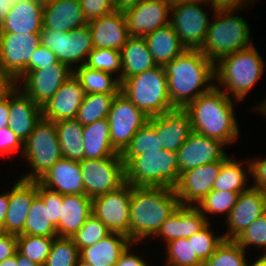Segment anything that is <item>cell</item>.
I'll return each instance as SVG.
<instances>
[{"instance_id": "cell-1", "label": "cell", "mask_w": 266, "mask_h": 266, "mask_svg": "<svg viewBox=\"0 0 266 266\" xmlns=\"http://www.w3.org/2000/svg\"><path fill=\"white\" fill-rule=\"evenodd\" d=\"M163 69L168 95L175 108L184 109L215 85L214 63L199 49H186L165 63Z\"/></svg>"}, {"instance_id": "cell-2", "label": "cell", "mask_w": 266, "mask_h": 266, "mask_svg": "<svg viewBox=\"0 0 266 266\" xmlns=\"http://www.w3.org/2000/svg\"><path fill=\"white\" fill-rule=\"evenodd\" d=\"M235 103L239 101L214 85L184 110L189 115L193 132L217 139L227 147L234 144L240 135Z\"/></svg>"}, {"instance_id": "cell-3", "label": "cell", "mask_w": 266, "mask_h": 266, "mask_svg": "<svg viewBox=\"0 0 266 266\" xmlns=\"http://www.w3.org/2000/svg\"><path fill=\"white\" fill-rule=\"evenodd\" d=\"M178 206L173 188L132 186L130 240L138 244L145 238L149 241Z\"/></svg>"}, {"instance_id": "cell-4", "label": "cell", "mask_w": 266, "mask_h": 266, "mask_svg": "<svg viewBox=\"0 0 266 266\" xmlns=\"http://www.w3.org/2000/svg\"><path fill=\"white\" fill-rule=\"evenodd\" d=\"M265 62L254 45L226 55L214 64L215 86L244 102L264 73ZM231 94V95H230Z\"/></svg>"}, {"instance_id": "cell-5", "label": "cell", "mask_w": 266, "mask_h": 266, "mask_svg": "<svg viewBox=\"0 0 266 266\" xmlns=\"http://www.w3.org/2000/svg\"><path fill=\"white\" fill-rule=\"evenodd\" d=\"M239 11L242 10H215L212 14L213 21L199 50L214 64L226 55L253 45L250 25Z\"/></svg>"}, {"instance_id": "cell-6", "label": "cell", "mask_w": 266, "mask_h": 266, "mask_svg": "<svg viewBox=\"0 0 266 266\" xmlns=\"http://www.w3.org/2000/svg\"><path fill=\"white\" fill-rule=\"evenodd\" d=\"M121 157L125 164V182L131 186L173 188L178 181L176 152L163 149Z\"/></svg>"}, {"instance_id": "cell-7", "label": "cell", "mask_w": 266, "mask_h": 266, "mask_svg": "<svg viewBox=\"0 0 266 266\" xmlns=\"http://www.w3.org/2000/svg\"><path fill=\"white\" fill-rule=\"evenodd\" d=\"M120 91L148 117L176 109L169 98L167 77L161 65L124 79Z\"/></svg>"}, {"instance_id": "cell-8", "label": "cell", "mask_w": 266, "mask_h": 266, "mask_svg": "<svg viewBox=\"0 0 266 266\" xmlns=\"http://www.w3.org/2000/svg\"><path fill=\"white\" fill-rule=\"evenodd\" d=\"M22 157L30 171L19 178L37 181L61 158L55 122L41 118L23 142ZM26 159V160H25Z\"/></svg>"}, {"instance_id": "cell-9", "label": "cell", "mask_w": 266, "mask_h": 266, "mask_svg": "<svg viewBox=\"0 0 266 266\" xmlns=\"http://www.w3.org/2000/svg\"><path fill=\"white\" fill-rule=\"evenodd\" d=\"M40 40L41 45L50 49L59 62L68 65L73 71L85 65L88 54L94 48L88 25L67 32L43 28L40 32Z\"/></svg>"}, {"instance_id": "cell-10", "label": "cell", "mask_w": 266, "mask_h": 266, "mask_svg": "<svg viewBox=\"0 0 266 266\" xmlns=\"http://www.w3.org/2000/svg\"><path fill=\"white\" fill-rule=\"evenodd\" d=\"M84 194L93 199L118 189L125 183V164L121 154L79 161Z\"/></svg>"}, {"instance_id": "cell-11", "label": "cell", "mask_w": 266, "mask_h": 266, "mask_svg": "<svg viewBox=\"0 0 266 266\" xmlns=\"http://www.w3.org/2000/svg\"><path fill=\"white\" fill-rule=\"evenodd\" d=\"M40 45V33L0 32V70L17 84L28 73V63Z\"/></svg>"}, {"instance_id": "cell-12", "label": "cell", "mask_w": 266, "mask_h": 266, "mask_svg": "<svg viewBox=\"0 0 266 266\" xmlns=\"http://www.w3.org/2000/svg\"><path fill=\"white\" fill-rule=\"evenodd\" d=\"M205 5L212 9L206 0L171 7L170 24L187 49H200L205 41L211 22Z\"/></svg>"}, {"instance_id": "cell-13", "label": "cell", "mask_w": 266, "mask_h": 266, "mask_svg": "<svg viewBox=\"0 0 266 266\" xmlns=\"http://www.w3.org/2000/svg\"><path fill=\"white\" fill-rule=\"evenodd\" d=\"M107 119L111 144L121 154L135 133L148 122L149 117L119 91L112 102Z\"/></svg>"}, {"instance_id": "cell-14", "label": "cell", "mask_w": 266, "mask_h": 266, "mask_svg": "<svg viewBox=\"0 0 266 266\" xmlns=\"http://www.w3.org/2000/svg\"><path fill=\"white\" fill-rule=\"evenodd\" d=\"M132 186L125 182L118 189L92 199V214L111 233L130 238V203Z\"/></svg>"}, {"instance_id": "cell-15", "label": "cell", "mask_w": 266, "mask_h": 266, "mask_svg": "<svg viewBox=\"0 0 266 266\" xmlns=\"http://www.w3.org/2000/svg\"><path fill=\"white\" fill-rule=\"evenodd\" d=\"M74 71L61 62L28 72L16 86L38 106L45 105Z\"/></svg>"}, {"instance_id": "cell-16", "label": "cell", "mask_w": 266, "mask_h": 266, "mask_svg": "<svg viewBox=\"0 0 266 266\" xmlns=\"http://www.w3.org/2000/svg\"><path fill=\"white\" fill-rule=\"evenodd\" d=\"M230 155L226 154L220 161L205 164L180 172L173 190L180 206H197L213 190L222 163Z\"/></svg>"}, {"instance_id": "cell-17", "label": "cell", "mask_w": 266, "mask_h": 266, "mask_svg": "<svg viewBox=\"0 0 266 266\" xmlns=\"http://www.w3.org/2000/svg\"><path fill=\"white\" fill-rule=\"evenodd\" d=\"M266 212V193L249 187L239 194L236 204L226 220L225 240H235L258 217Z\"/></svg>"}, {"instance_id": "cell-18", "label": "cell", "mask_w": 266, "mask_h": 266, "mask_svg": "<svg viewBox=\"0 0 266 266\" xmlns=\"http://www.w3.org/2000/svg\"><path fill=\"white\" fill-rule=\"evenodd\" d=\"M123 12L130 36L145 37L170 23L171 6L164 0H145Z\"/></svg>"}, {"instance_id": "cell-19", "label": "cell", "mask_w": 266, "mask_h": 266, "mask_svg": "<svg viewBox=\"0 0 266 266\" xmlns=\"http://www.w3.org/2000/svg\"><path fill=\"white\" fill-rule=\"evenodd\" d=\"M226 154L219 140L192 132L177 151L179 172L220 161Z\"/></svg>"}, {"instance_id": "cell-20", "label": "cell", "mask_w": 266, "mask_h": 266, "mask_svg": "<svg viewBox=\"0 0 266 266\" xmlns=\"http://www.w3.org/2000/svg\"><path fill=\"white\" fill-rule=\"evenodd\" d=\"M18 180L9 189V204L6 213L3 233L20 235L24 234V225L31 204L38 195V181Z\"/></svg>"}, {"instance_id": "cell-21", "label": "cell", "mask_w": 266, "mask_h": 266, "mask_svg": "<svg viewBox=\"0 0 266 266\" xmlns=\"http://www.w3.org/2000/svg\"><path fill=\"white\" fill-rule=\"evenodd\" d=\"M148 123L155 129L163 149L176 153L193 132L189 115L184 109L176 108L149 117Z\"/></svg>"}, {"instance_id": "cell-22", "label": "cell", "mask_w": 266, "mask_h": 266, "mask_svg": "<svg viewBox=\"0 0 266 266\" xmlns=\"http://www.w3.org/2000/svg\"><path fill=\"white\" fill-rule=\"evenodd\" d=\"M94 48L121 51L130 34L124 12L115 9L111 13L88 22Z\"/></svg>"}, {"instance_id": "cell-23", "label": "cell", "mask_w": 266, "mask_h": 266, "mask_svg": "<svg viewBox=\"0 0 266 266\" xmlns=\"http://www.w3.org/2000/svg\"><path fill=\"white\" fill-rule=\"evenodd\" d=\"M85 92L80 81L71 76L51 99L43 105L42 117L51 121L76 119Z\"/></svg>"}, {"instance_id": "cell-24", "label": "cell", "mask_w": 266, "mask_h": 266, "mask_svg": "<svg viewBox=\"0 0 266 266\" xmlns=\"http://www.w3.org/2000/svg\"><path fill=\"white\" fill-rule=\"evenodd\" d=\"M42 118V108L17 86L9 93V127L22 141L28 138Z\"/></svg>"}, {"instance_id": "cell-25", "label": "cell", "mask_w": 266, "mask_h": 266, "mask_svg": "<svg viewBox=\"0 0 266 266\" xmlns=\"http://www.w3.org/2000/svg\"><path fill=\"white\" fill-rule=\"evenodd\" d=\"M208 224L196 206H178L161 225L153 238L164 239V244L178 238H189Z\"/></svg>"}, {"instance_id": "cell-26", "label": "cell", "mask_w": 266, "mask_h": 266, "mask_svg": "<svg viewBox=\"0 0 266 266\" xmlns=\"http://www.w3.org/2000/svg\"><path fill=\"white\" fill-rule=\"evenodd\" d=\"M37 181L48 190L58 192L61 195L84 194L79 161L62 157Z\"/></svg>"}, {"instance_id": "cell-27", "label": "cell", "mask_w": 266, "mask_h": 266, "mask_svg": "<svg viewBox=\"0 0 266 266\" xmlns=\"http://www.w3.org/2000/svg\"><path fill=\"white\" fill-rule=\"evenodd\" d=\"M87 24L80 0H56L43 5V28L67 32Z\"/></svg>"}, {"instance_id": "cell-28", "label": "cell", "mask_w": 266, "mask_h": 266, "mask_svg": "<svg viewBox=\"0 0 266 266\" xmlns=\"http://www.w3.org/2000/svg\"><path fill=\"white\" fill-rule=\"evenodd\" d=\"M43 29V5L38 0H24L12 5L0 23V32L40 33Z\"/></svg>"}, {"instance_id": "cell-29", "label": "cell", "mask_w": 266, "mask_h": 266, "mask_svg": "<svg viewBox=\"0 0 266 266\" xmlns=\"http://www.w3.org/2000/svg\"><path fill=\"white\" fill-rule=\"evenodd\" d=\"M92 214V199L85 194L62 195L58 237L72 238Z\"/></svg>"}, {"instance_id": "cell-30", "label": "cell", "mask_w": 266, "mask_h": 266, "mask_svg": "<svg viewBox=\"0 0 266 266\" xmlns=\"http://www.w3.org/2000/svg\"><path fill=\"white\" fill-rule=\"evenodd\" d=\"M132 243L129 237L111 233L92 246L82 249L79 256L92 266H115L120 255Z\"/></svg>"}, {"instance_id": "cell-31", "label": "cell", "mask_w": 266, "mask_h": 266, "mask_svg": "<svg viewBox=\"0 0 266 266\" xmlns=\"http://www.w3.org/2000/svg\"><path fill=\"white\" fill-rule=\"evenodd\" d=\"M144 38L157 65L163 66L187 49L170 23L148 33Z\"/></svg>"}, {"instance_id": "cell-32", "label": "cell", "mask_w": 266, "mask_h": 266, "mask_svg": "<svg viewBox=\"0 0 266 266\" xmlns=\"http://www.w3.org/2000/svg\"><path fill=\"white\" fill-rule=\"evenodd\" d=\"M121 62L122 75L119 79L120 83L128 77L157 66L144 37L130 36L128 38L127 43L121 49Z\"/></svg>"}, {"instance_id": "cell-33", "label": "cell", "mask_w": 266, "mask_h": 266, "mask_svg": "<svg viewBox=\"0 0 266 266\" xmlns=\"http://www.w3.org/2000/svg\"><path fill=\"white\" fill-rule=\"evenodd\" d=\"M84 159H99L118 153L110 140L108 119L98 120L83 126Z\"/></svg>"}, {"instance_id": "cell-34", "label": "cell", "mask_w": 266, "mask_h": 266, "mask_svg": "<svg viewBox=\"0 0 266 266\" xmlns=\"http://www.w3.org/2000/svg\"><path fill=\"white\" fill-rule=\"evenodd\" d=\"M238 159L228 157L221 165L218 177L216 178L213 190L232 191L241 193L246 191L250 185V160ZM243 160V161H242Z\"/></svg>"}, {"instance_id": "cell-35", "label": "cell", "mask_w": 266, "mask_h": 266, "mask_svg": "<svg viewBox=\"0 0 266 266\" xmlns=\"http://www.w3.org/2000/svg\"><path fill=\"white\" fill-rule=\"evenodd\" d=\"M55 126L62 157L73 161L83 160V125L76 119H69L56 121Z\"/></svg>"}, {"instance_id": "cell-36", "label": "cell", "mask_w": 266, "mask_h": 266, "mask_svg": "<svg viewBox=\"0 0 266 266\" xmlns=\"http://www.w3.org/2000/svg\"><path fill=\"white\" fill-rule=\"evenodd\" d=\"M74 75L80 81L85 94H117L120 91L119 79L110 73L81 65L74 69Z\"/></svg>"}, {"instance_id": "cell-37", "label": "cell", "mask_w": 266, "mask_h": 266, "mask_svg": "<svg viewBox=\"0 0 266 266\" xmlns=\"http://www.w3.org/2000/svg\"><path fill=\"white\" fill-rule=\"evenodd\" d=\"M116 95L102 93L85 94L78 109L76 120L84 126L107 118Z\"/></svg>"}, {"instance_id": "cell-38", "label": "cell", "mask_w": 266, "mask_h": 266, "mask_svg": "<svg viewBox=\"0 0 266 266\" xmlns=\"http://www.w3.org/2000/svg\"><path fill=\"white\" fill-rule=\"evenodd\" d=\"M24 234L57 237V229L49 219L48 205H44L39 195L34 198L31 204L24 225Z\"/></svg>"}, {"instance_id": "cell-39", "label": "cell", "mask_w": 266, "mask_h": 266, "mask_svg": "<svg viewBox=\"0 0 266 266\" xmlns=\"http://www.w3.org/2000/svg\"><path fill=\"white\" fill-rule=\"evenodd\" d=\"M239 194L240 193L232 191L212 190L196 207L200 210L208 223H211L210 220L212 217L209 218V216L212 214H220L221 216L223 214L225 215L224 219H227L237 202Z\"/></svg>"}, {"instance_id": "cell-40", "label": "cell", "mask_w": 266, "mask_h": 266, "mask_svg": "<svg viewBox=\"0 0 266 266\" xmlns=\"http://www.w3.org/2000/svg\"><path fill=\"white\" fill-rule=\"evenodd\" d=\"M55 237L35 236L29 234L17 235V252L30 261L43 266Z\"/></svg>"}, {"instance_id": "cell-41", "label": "cell", "mask_w": 266, "mask_h": 266, "mask_svg": "<svg viewBox=\"0 0 266 266\" xmlns=\"http://www.w3.org/2000/svg\"><path fill=\"white\" fill-rule=\"evenodd\" d=\"M247 251L235 240H223L203 266H246Z\"/></svg>"}, {"instance_id": "cell-42", "label": "cell", "mask_w": 266, "mask_h": 266, "mask_svg": "<svg viewBox=\"0 0 266 266\" xmlns=\"http://www.w3.org/2000/svg\"><path fill=\"white\" fill-rule=\"evenodd\" d=\"M166 257L164 266H203L196 254H193L192 240L174 239L164 245Z\"/></svg>"}, {"instance_id": "cell-43", "label": "cell", "mask_w": 266, "mask_h": 266, "mask_svg": "<svg viewBox=\"0 0 266 266\" xmlns=\"http://www.w3.org/2000/svg\"><path fill=\"white\" fill-rule=\"evenodd\" d=\"M85 65L91 69L104 71L114 76L116 75L120 79L122 75L121 51L93 48L88 54Z\"/></svg>"}, {"instance_id": "cell-44", "label": "cell", "mask_w": 266, "mask_h": 266, "mask_svg": "<svg viewBox=\"0 0 266 266\" xmlns=\"http://www.w3.org/2000/svg\"><path fill=\"white\" fill-rule=\"evenodd\" d=\"M79 257L78 247L72 238L57 236L43 266H75Z\"/></svg>"}, {"instance_id": "cell-45", "label": "cell", "mask_w": 266, "mask_h": 266, "mask_svg": "<svg viewBox=\"0 0 266 266\" xmlns=\"http://www.w3.org/2000/svg\"><path fill=\"white\" fill-rule=\"evenodd\" d=\"M162 144L157 137L155 129L147 122L131 139L129 145L121 153V156H138L146 152L161 151Z\"/></svg>"}, {"instance_id": "cell-46", "label": "cell", "mask_w": 266, "mask_h": 266, "mask_svg": "<svg viewBox=\"0 0 266 266\" xmlns=\"http://www.w3.org/2000/svg\"><path fill=\"white\" fill-rule=\"evenodd\" d=\"M109 234L111 232L108 228L95 215L91 214L72 239L80 252L82 249L106 238Z\"/></svg>"}, {"instance_id": "cell-47", "label": "cell", "mask_w": 266, "mask_h": 266, "mask_svg": "<svg viewBox=\"0 0 266 266\" xmlns=\"http://www.w3.org/2000/svg\"><path fill=\"white\" fill-rule=\"evenodd\" d=\"M211 223H208L201 231L195 233L188 240H192L193 254L204 263L223 242V235L215 234Z\"/></svg>"}, {"instance_id": "cell-48", "label": "cell", "mask_w": 266, "mask_h": 266, "mask_svg": "<svg viewBox=\"0 0 266 266\" xmlns=\"http://www.w3.org/2000/svg\"><path fill=\"white\" fill-rule=\"evenodd\" d=\"M235 241L248 252L251 246L266 252V212L250 224ZM262 248V249H261Z\"/></svg>"}, {"instance_id": "cell-49", "label": "cell", "mask_w": 266, "mask_h": 266, "mask_svg": "<svg viewBox=\"0 0 266 266\" xmlns=\"http://www.w3.org/2000/svg\"><path fill=\"white\" fill-rule=\"evenodd\" d=\"M80 3L87 22L117 9L114 0H80Z\"/></svg>"}, {"instance_id": "cell-50", "label": "cell", "mask_w": 266, "mask_h": 266, "mask_svg": "<svg viewBox=\"0 0 266 266\" xmlns=\"http://www.w3.org/2000/svg\"><path fill=\"white\" fill-rule=\"evenodd\" d=\"M38 195L42 198L44 205H48L49 219L56 227L60 220V205H62V195L58 192L48 190L39 183Z\"/></svg>"}, {"instance_id": "cell-51", "label": "cell", "mask_w": 266, "mask_h": 266, "mask_svg": "<svg viewBox=\"0 0 266 266\" xmlns=\"http://www.w3.org/2000/svg\"><path fill=\"white\" fill-rule=\"evenodd\" d=\"M19 150L22 154L23 152V143L15 135L14 131L8 126L0 128V156L10 158L12 154L16 155V151Z\"/></svg>"}, {"instance_id": "cell-52", "label": "cell", "mask_w": 266, "mask_h": 266, "mask_svg": "<svg viewBox=\"0 0 266 266\" xmlns=\"http://www.w3.org/2000/svg\"><path fill=\"white\" fill-rule=\"evenodd\" d=\"M251 187L266 193V156L250 160Z\"/></svg>"}, {"instance_id": "cell-53", "label": "cell", "mask_w": 266, "mask_h": 266, "mask_svg": "<svg viewBox=\"0 0 266 266\" xmlns=\"http://www.w3.org/2000/svg\"><path fill=\"white\" fill-rule=\"evenodd\" d=\"M58 62L57 56L48 48L40 45L36 48L32 55L30 62L28 63V72L35 69H41L47 65H51Z\"/></svg>"}, {"instance_id": "cell-54", "label": "cell", "mask_w": 266, "mask_h": 266, "mask_svg": "<svg viewBox=\"0 0 266 266\" xmlns=\"http://www.w3.org/2000/svg\"><path fill=\"white\" fill-rule=\"evenodd\" d=\"M134 245L136 246L138 243H132L129 245L120 255V258L116 262L115 266H151L146 258H143V256L141 257V255L139 253L137 254V252L134 253V250L132 252L131 248H133Z\"/></svg>"}, {"instance_id": "cell-55", "label": "cell", "mask_w": 266, "mask_h": 266, "mask_svg": "<svg viewBox=\"0 0 266 266\" xmlns=\"http://www.w3.org/2000/svg\"><path fill=\"white\" fill-rule=\"evenodd\" d=\"M212 10H243L248 9L254 0H206ZM249 5V6H248Z\"/></svg>"}, {"instance_id": "cell-56", "label": "cell", "mask_w": 266, "mask_h": 266, "mask_svg": "<svg viewBox=\"0 0 266 266\" xmlns=\"http://www.w3.org/2000/svg\"><path fill=\"white\" fill-rule=\"evenodd\" d=\"M17 250V235L0 232V262Z\"/></svg>"}, {"instance_id": "cell-57", "label": "cell", "mask_w": 266, "mask_h": 266, "mask_svg": "<svg viewBox=\"0 0 266 266\" xmlns=\"http://www.w3.org/2000/svg\"><path fill=\"white\" fill-rule=\"evenodd\" d=\"M15 87V81L0 70V100L7 96Z\"/></svg>"}, {"instance_id": "cell-58", "label": "cell", "mask_w": 266, "mask_h": 266, "mask_svg": "<svg viewBox=\"0 0 266 266\" xmlns=\"http://www.w3.org/2000/svg\"><path fill=\"white\" fill-rule=\"evenodd\" d=\"M9 94L0 100V128L8 127Z\"/></svg>"}, {"instance_id": "cell-59", "label": "cell", "mask_w": 266, "mask_h": 266, "mask_svg": "<svg viewBox=\"0 0 266 266\" xmlns=\"http://www.w3.org/2000/svg\"><path fill=\"white\" fill-rule=\"evenodd\" d=\"M9 204V190L0 194V232L4 227L6 213Z\"/></svg>"}, {"instance_id": "cell-60", "label": "cell", "mask_w": 266, "mask_h": 266, "mask_svg": "<svg viewBox=\"0 0 266 266\" xmlns=\"http://www.w3.org/2000/svg\"><path fill=\"white\" fill-rule=\"evenodd\" d=\"M145 0H114L117 9L125 10L128 7L142 3Z\"/></svg>"}, {"instance_id": "cell-61", "label": "cell", "mask_w": 266, "mask_h": 266, "mask_svg": "<svg viewBox=\"0 0 266 266\" xmlns=\"http://www.w3.org/2000/svg\"><path fill=\"white\" fill-rule=\"evenodd\" d=\"M11 7L12 3L10 0H0V23L5 19Z\"/></svg>"}, {"instance_id": "cell-62", "label": "cell", "mask_w": 266, "mask_h": 266, "mask_svg": "<svg viewBox=\"0 0 266 266\" xmlns=\"http://www.w3.org/2000/svg\"><path fill=\"white\" fill-rule=\"evenodd\" d=\"M17 266H40L17 252Z\"/></svg>"}, {"instance_id": "cell-63", "label": "cell", "mask_w": 266, "mask_h": 266, "mask_svg": "<svg viewBox=\"0 0 266 266\" xmlns=\"http://www.w3.org/2000/svg\"><path fill=\"white\" fill-rule=\"evenodd\" d=\"M0 266H17V251L11 257L1 261Z\"/></svg>"}, {"instance_id": "cell-64", "label": "cell", "mask_w": 266, "mask_h": 266, "mask_svg": "<svg viewBox=\"0 0 266 266\" xmlns=\"http://www.w3.org/2000/svg\"><path fill=\"white\" fill-rule=\"evenodd\" d=\"M255 259L256 260L250 264L247 261L246 266H266V258L262 254Z\"/></svg>"}, {"instance_id": "cell-65", "label": "cell", "mask_w": 266, "mask_h": 266, "mask_svg": "<svg viewBox=\"0 0 266 266\" xmlns=\"http://www.w3.org/2000/svg\"><path fill=\"white\" fill-rule=\"evenodd\" d=\"M166 3H168L171 7L183 4V3H189V2H195L199 0H164Z\"/></svg>"}, {"instance_id": "cell-66", "label": "cell", "mask_w": 266, "mask_h": 266, "mask_svg": "<svg viewBox=\"0 0 266 266\" xmlns=\"http://www.w3.org/2000/svg\"><path fill=\"white\" fill-rule=\"evenodd\" d=\"M75 266H92L89 262H86L85 260L78 258Z\"/></svg>"}, {"instance_id": "cell-67", "label": "cell", "mask_w": 266, "mask_h": 266, "mask_svg": "<svg viewBox=\"0 0 266 266\" xmlns=\"http://www.w3.org/2000/svg\"><path fill=\"white\" fill-rule=\"evenodd\" d=\"M42 5H46V4H48V3H52V2H54V1H56V0H38Z\"/></svg>"}, {"instance_id": "cell-68", "label": "cell", "mask_w": 266, "mask_h": 266, "mask_svg": "<svg viewBox=\"0 0 266 266\" xmlns=\"http://www.w3.org/2000/svg\"><path fill=\"white\" fill-rule=\"evenodd\" d=\"M10 1H11L12 5H14V4H17V3H21L24 0H10Z\"/></svg>"}]
</instances>
